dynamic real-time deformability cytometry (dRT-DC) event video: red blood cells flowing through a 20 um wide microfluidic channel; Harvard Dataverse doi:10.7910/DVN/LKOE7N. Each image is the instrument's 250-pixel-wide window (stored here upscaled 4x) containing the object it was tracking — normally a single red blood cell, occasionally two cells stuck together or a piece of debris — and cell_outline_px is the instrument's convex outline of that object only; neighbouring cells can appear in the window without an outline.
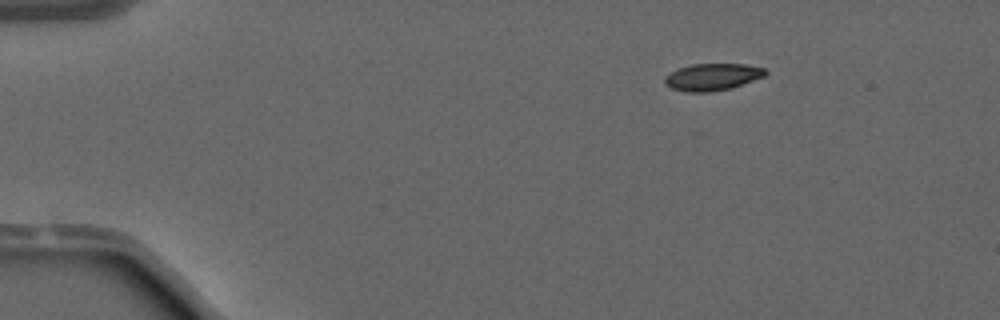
{"species": "common noctule bat (a hibernating species)", "species_latin": "Nyctalus noctula", "temperature_condition": "warm", "stored_images_in_passage": 44, "camera_frame_rate_fps": 3000, "um_per_image_px": 0.085, "animal": {"sex": "male", "forearm_length_mm": 52.5}, "frame": {"image": 1, "passage_image": 1, "time_ms": 0.0, "image_size_px": [1000, 320], "cell_outline_px": [[768, 72], [764, 76], [732, 88], [708, 92], [684, 92], [672, 88], [664, 84], [664, 76], [680, 68], [692, 64], [744, 64], [768, 68]], "centroid_in_image_um": [60.57, 6.54], "position_along_channel_um": 24.4, "area_um2": 15.9}}
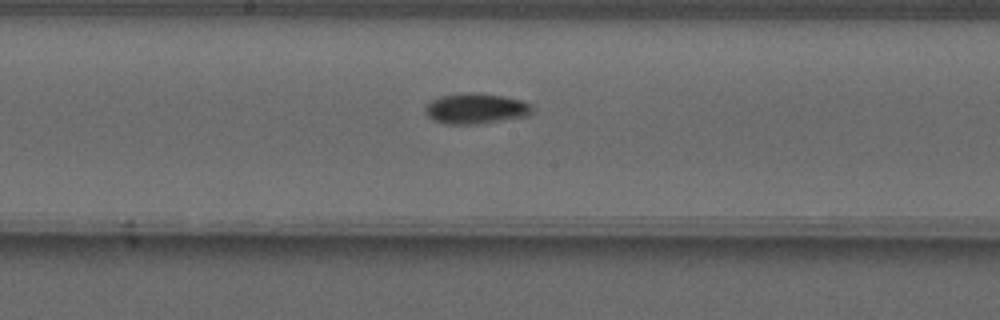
{"frame": {"image": 2, "passage_image": 21, "time_ms": 6.667, "image_size_px": [1000, 320], "cell_outline_px": [[532, 112], [528, 116], [476, 124], [444, 124], [432, 120], [424, 112], [424, 104], [440, 96], [460, 92], [480, 92], [504, 96], [520, 100], [532, 104]], "centroid_in_image_um": [40.4, 9.21], "position_along_channel_um": 207.8, "area_um2": 19.42}}
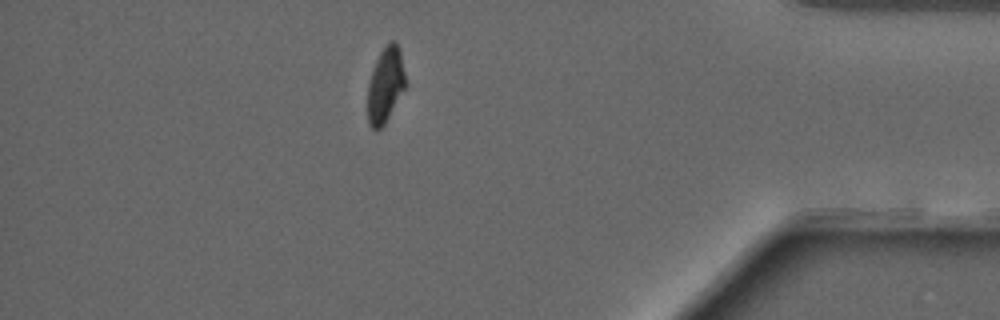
{"frame": {"image": 3, "passage_image": 38, "time_ms": 12.333, "image_size_px": [1000, 320], "cell_outline_px": [[404, 88], [384, 124], [380, 128], [372, 128], [368, 124], [368, 84], [376, 60], [380, 52], [392, 40], [396, 44], [400, 52], [404, 72]], "centroid_in_image_um": [32.73, 7.24], "position_along_channel_um": 402.5, "area_um2": 15.84}, "authors_computed_cell_mechanics": {"area_um2": 17.4556, "velocity_mm_per_s": 4.0788, "shape_relaxation_time_tau1_ms": 4.4837, "shape_relaxation_time_tau2_ms": null, "deformation_change_tau1": 0.1683, "deformation_change_tau2": null}}